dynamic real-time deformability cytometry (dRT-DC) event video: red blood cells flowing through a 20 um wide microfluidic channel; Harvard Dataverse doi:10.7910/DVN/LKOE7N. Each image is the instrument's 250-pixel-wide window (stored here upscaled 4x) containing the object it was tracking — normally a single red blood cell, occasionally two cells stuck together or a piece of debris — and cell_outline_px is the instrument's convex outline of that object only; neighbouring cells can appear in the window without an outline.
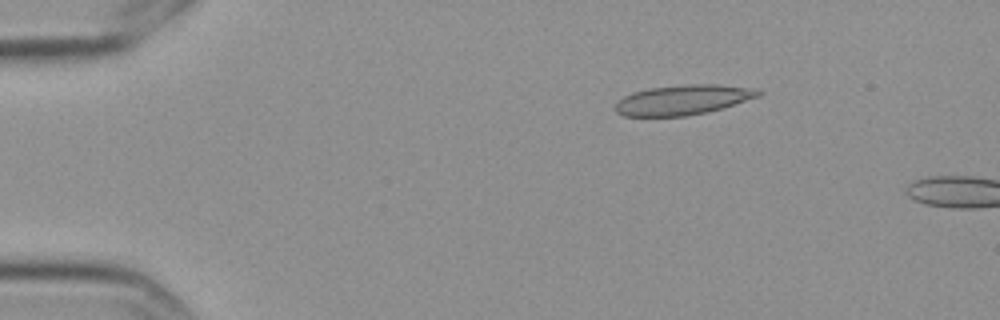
{"species": "Egyptian fruit bat (a non-hibernating species)", "species_latin": "Rousettus aegyptiacus", "temperature_condition": "cold", "stored_images_in_passage": 4, "camera_frame_rate_fps": 3000, "um_per_image_px": 0.085, "frame": {"image": 1, "passage_image": 3, "time_ms": 0.667, "image_size_px": [1000, 320], "cell_outline_px": [[764, 92], [760, 96], [708, 112], [684, 116], [624, 116], [616, 112], [612, 108], [624, 96], [632, 92], [648, 88], [688, 84], [716, 84], [760, 88]], "centroid_in_image_um": [58.08, 8.47], "position_along_channel_um": 26.9, "area_um2": 25.14}}